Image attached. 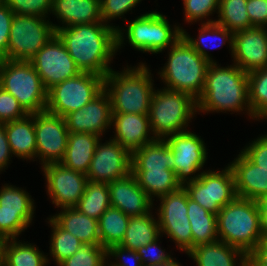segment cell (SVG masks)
Masks as SVG:
<instances>
[{
	"mask_svg": "<svg viewBox=\"0 0 267 266\" xmlns=\"http://www.w3.org/2000/svg\"><path fill=\"white\" fill-rule=\"evenodd\" d=\"M166 17L156 10L150 11L128 22L127 28L119 27L117 51L124 47L125 39L132 48L143 53L158 54L173 46L181 38L183 27H172Z\"/></svg>",
	"mask_w": 267,
	"mask_h": 266,
	"instance_id": "8992f818",
	"label": "cell"
},
{
	"mask_svg": "<svg viewBox=\"0 0 267 266\" xmlns=\"http://www.w3.org/2000/svg\"><path fill=\"white\" fill-rule=\"evenodd\" d=\"M41 167L46 180V192L52 204L58 209L75 207L84 194L87 176L68 169L61 163Z\"/></svg>",
	"mask_w": 267,
	"mask_h": 266,
	"instance_id": "e0dca14e",
	"label": "cell"
},
{
	"mask_svg": "<svg viewBox=\"0 0 267 266\" xmlns=\"http://www.w3.org/2000/svg\"><path fill=\"white\" fill-rule=\"evenodd\" d=\"M130 217L115 207H109L98 219L101 246L106 250L111 246L120 245Z\"/></svg>",
	"mask_w": 267,
	"mask_h": 266,
	"instance_id": "e575fe53",
	"label": "cell"
},
{
	"mask_svg": "<svg viewBox=\"0 0 267 266\" xmlns=\"http://www.w3.org/2000/svg\"><path fill=\"white\" fill-rule=\"evenodd\" d=\"M248 266H267V240H263L248 255Z\"/></svg>",
	"mask_w": 267,
	"mask_h": 266,
	"instance_id": "816d5d0a",
	"label": "cell"
},
{
	"mask_svg": "<svg viewBox=\"0 0 267 266\" xmlns=\"http://www.w3.org/2000/svg\"><path fill=\"white\" fill-rule=\"evenodd\" d=\"M29 61L47 91L54 85L81 73L56 34Z\"/></svg>",
	"mask_w": 267,
	"mask_h": 266,
	"instance_id": "9a60e30c",
	"label": "cell"
},
{
	"mask_svg": "<svg viewBox=\"0 0 267 266\" xmlns=\"http://www.w3.org/2000/svg\"><path fill=\"white\" fill-rule=\"evenodd\" d=\"M165 141L173 152L174 173L181 185L197 180L208 157L205 142L201 136L188 129L167 136Z\"/></svg>",
	"mask_w": 267,
	"mask_h": 266,
	"instance_id": "5bb4252c",
	"label": "cell"
},
{
	"mask_svg": "<svg viewBox=\"0 0 267 266\" xmlns=\"http://www.w3.org/2000/svg\"><path fill=\"white\" fill-rule=\"evenodd\" d=\"M12 155L4 124L0 123V173L8 168Z\"/></svg>",
	"mask_w": 267,
	"mask_h": 266,
	"instance_id": "f907efd6",
	"label": "cell"
},
{
	"mask_svg": "<svg viewBox=\"0 0 267 266\" xmlns=\"http://www.w3.org/2000/svg\"><path fill=\"white\" fill-rule=\"evenodd\" d=\"M53 0H3L14 14L48 18ZM50 13V14H49Z\"/></svg>",
	"mask_w": 267,
	"mask_h": 266,
	"instance_id": "60d3db41",
	"label": "cell"
},
{
	"mask_svg": "<svg viewBox=\"0 0 267 266\" xmlns=\"http://www.w3.org/2000/svg\"><path fill=\"white\" fill-rule=\"evenodd\" d=\"M111 258L114 259L113 262L110 260ZM107 259L110 262L107 263L109 266H143L137 251L124 248L120 245H114L107 249Z\"/></svg>",
	"mask_w": 267,
	"mask_h": 266,
	"instance_id": "bcb514c9",
	"label": "cell"
},
{
	"mask_svg": "<svg viewBox=\"0 0 267 266\" xmlns=\"http://www.w3.org/2000/svg\"><path fill=\"white\" fill-rule=\"evenodd\" d=\"M27 115L18 100L0 87V123L18 120Z\"/></svg>",
	"mask_w": 267,
	"mask_h": 266,
	"instance_id": "f6af8a7d",
	"label": "cell"
},
{
	"mask_svg": "<svg viewBox=\"0 0 267 266\" xmlns=\"http://www.w3.org/2000/svg\"><path fill=\"white\" fill-rule=\"evenodd\" d=\"M233 63L244 72L267 66V27H253L233 33Z\"/></svg>",
	"mask_w": 267,
	"mask_h": 266,
	"instance_id": "ffe728a7",
	"label": "cell"
},
{
	"mask_svg": "<svg viewBox=\"0 0 267 266\" xmlns=\"http://www.w3.org/2000/svg\"><path fill=\"white\" fill-rule=\"evenodd\" d=\"M0 87L13 95L28 114L46 110L47 90L30 61L2 59Z\"/></svg>",
	"mask_w": 267,
	"mask_h": 266,
	"instance_id": "ba28073f",
	"label": "cell"
},
{
	"mask_svg": "<svg viewBox=\"0 0 267 266\" xmlns=\"http://www.w3.org/2000/svg\"><path fill=\"white\" fill-rule=\"evenodd\" d=\"M248 101L253 117L267 119V66L248 73Z\"/></svg>",
	"mask_w": 267,
	"mask_h": 266,
	"instance_id": "74e56055",
	"label": "cell"
},
{
	"mask_svg": "<svg viewBox=\"0 0 267 266\" xmlns=\"http://www.w3.org/2000/svg\"><path fill=\"white\" fill-rule=\"evenodd\" d=\"M64 118L69 133H92L102 137L112 126V107L108 92L103 89L91 102Z\"/></svg>",
	"mask_w": 267,
	"mask_h": 266,
	"instance_id": "d6986e66",
	"label": "cell"
},
{
	"mask_svg": "<svg viewBox=\"0 0 267 266\" xmlns=\"http://www.w3.org/2000/svg\"><path fill=\"white\" fill-rule=\"evenodd\" d=\"M97 144L87 173L88 181L107 183L131 173V153L111 137Z\"/></svg>",
	"mask_w": 267,
	"mask_h": 266,
	"instance_id": "ac0fdd59",
	"label": "cell"
},
{
	"mask_svg": "<svg viewBox=\"0 0 267 266\" xmlns=\"http://www.w3.org/2000/svg\"><path fill=\"white\" fill-rule=\"evenodd\" d=\"M183 187L190 199L215 215L237 197L229 166L222 171L203 170L197 180L185 183Z\"/></svg>",
	"mask_w": 267,
	"mask_h": 266,
	"instance_id": "8fae6325",
	"label": "cell"
},
{
	"mask_svg": "<svg viewBox=\"0 0 267 266\" xmlns=\"http://www.w3.org/2000/svg\"><path fill=\"white\" fill-rule=\"evenodd\" d=\"M150 212L142 216L130 217L125 236L120 246L137 250L141 246L154 242L161 236L158 218Z\"/></svg>",
	"mask_w": 267,
	"mask_h": 266,
	"instance_id": "1f68e13d",
	"label": "cell"
},
{
	"mask_svg": "<svg viewBox=\"0 0 267 266\" xmlns=\"http://www.w3.org/2000/svg\"><path fill=\"white\" fill-rule=\"evenodd\" d=\"M110 206L108 184L88 181L84 194L75 208L82 214L98 220Z\"/></svg>",
	"mask_w": 267,
	"mask_h": 266,
	"instance_id": "d590c367",
	"label": "cell"
},
{
	"mask_svg": "<svg viewBox=\"0 0 267 266\" xmlns=\"http://www.w3.org/2000/svg\"><path fill=\"white\" fill-rule=\"evenodd\" d=\"M187 215L192 231V248L218 241L217 215L208 212L197 202L189 198L187 193Z\"/></svg>",
	"mask_w": 267,
	"mask_h": 266,
	"instance_id": "4dcf8cb0",
	"label": "cell"
},
{
	"mask_svg": "<svg viewBox=\"0 0 267 266\" xmlns=\"http://www.w3.org/2000/svg\"><path fill=\"white\" fill-rule=\"evenodd\" d=\"M246 9L253 27H267V0H247Z\"/></svg>",
	"mask_w": 267,
	"mask_h": 266,
	"instance_id": "681fc988",
	"label": "cell"
},
{
	"mask_svg": "<svg viewBox=\"0 0 267 266\" xmlns=\"http://www.w3.org/2000/svg\"><path fill=\"white\" fill-rule=\"evenodd\" d=\"M116 29L103 22L59 28L56 35L64 43L81 72L105 77L117 53Z\"/></svg>",
	"mask_w": 267,
	"mask_h": 266,
	"instance_id": "6da1fadb",
	"label": "cell"
},
{
	"mask_svg": "<svg viewBox=\"0 0 267 266\" xmlns=\"http://www.w3.org/2000/svg\"><path fill=\"white\" fill-rule=\"evenodd\" d=\"M48 219L51 227L50 256L58 266L62 261L75 254L83 243L73 234L63 230L52 218Z\"/></svg>",
	"mask_w": 267,
	"mask_h": 266,
	"instance_id": "f35d334b",
	"label": "cell"
},
{
	"mask_svg": "<svg viewBox=\"0 0 267 266\" xmlns=\"http://www.w3.org/2000/svg\"><path fill=\"white\" fill-rule=\"evenodd\" d=\"M32 115L36 133V158L42 166L60 163L65 156L69 135L65 118L46 110Z\"/></svg>",
	"mask_w": 267,
	"mask_h": 266,
	"instance_id": "2e32d148",
	"label": "cell"
},
{
	"mask_svg": "<svg viewBox=\"0 0 267 266\" xmlns=\"http://www.w3.org/2000/svg\"><path fill=\"white\" fill-rule=\"evenodd\" d=\"M13 11L4 3H0V56L7 59V47L12 26Z\"/></svg>",
	"mask_w": 267,
	"mask_h": 266,
	"instance_id": "c3c4849f",
	"label": "cell"
},
{
	"mask_svg": "<svg viewBox=\"0 0 267 266\" xmlns=\"http://www.w3.org/2000/svg\"><path fill=\"white\" fill-rule=\"evenodd\" d=\"M55 34L49 18L14 14L7 59L29 61Z\"/></svg>",
	"mask_w": 267,
	"mask_h": 266,
	"instance_id": "30bf717a",
	"label": "cell"
},
{
	"mask_svg": "<svg viewBox=\"0 0 267 266\" xmlns=\"http://www.w3.org/2000/svg\"><path fill=\"white\" fill-rule=\"evenodd\" d=\"M131 173L152 201L182 187L173 170H131Z\"/></svg>",
	"mask_w": 267,
	"mask_h": 266,
	"instance_id": "836d02e7",
	"label": "cell"
},
{
	"mask_svg": "<svg viewBox=\"0 0 267 266\" xmlns=\"http://www.w3.org/2000/svg\"><path fill=\"white\" fill-rule=\"evenodd\" d=\"M103 89L104 77L81 72L47 91L46 111L65 117L91 102Z\"/></svg>",
	"mask_w": 267,
	"mask_h": 266,
	"instance_id": "9c48e42d",
	"label": "cell"
},
{
	"mask_svg": "<svg viewBox=\"0 0 267 266\" xmlns=\"http://www.w3.org/2000/svg\"><path fill=\"white\" fill-rule=\"evenodd\" d=\"M8 143L14 156L22 160L36 159V133L34 117L28 114L24 118L3 123Z\"/></svg>",
	"mask_w": 267,
	"mask_h": 266,
	"instance_id": "484cf974",
	"label": "cell"
},
{
	"mask_svg": "<svg viewBox=\"0 0 267 266\" xmlns=\"http://www.w3.org/2000/svg\"><path fill=\"white\" fill-rule=\"evenodd\" d=\"M142 0H100L102 22L114 27L116 30L118 26H113L110 21L117 18H123L124 14L133 10Z\"/></svg>",
	"mask_w": 267,
	"mask_h": 266,
	"instance_id": "7bdbcfd3",
	"label": "cell"
},
{
	"mask_svg": "<svg viewBox=\"0 0 267 266\" xmlns=\"http://www.w3.org/2000/svg\"><path fill=\"white\" fill-rule=\"evenodd\" d=\"M241 151L261 169L267 170V134L248 143Z\"/></svg>",
	"mask_w": 267,
	"mask_h": 266,
	"instance_id": "7dc6e473",
	"label": "cell"
},
{
	"mask_svg": "<svg viewBox=\"0 0 267 266\" xmlns=\"http://www.w3.org/2000/svg\"><path fill=\"white\" fill-rule=\"evenodd\" d=\"M187 255L197 266H248V256L242 250L220 240L197 245Z\"/></svg>",
	"mask_w": 267,
	"mask_h": 266,
	"instance_id": "d4e9b609",
	"label": "cell"
},
{
	"mask_svg": "<svg viewBox=\"0 0 267 266\" xmlns=\"http://www.w3.org/2000/svg\"><path fill=\"white\" fill-rule=\"evenodd\" d=\"M228 166L233 172L237 197L257 201L267 195V170L255 165L242 151Z\"/></svg>",
	"mask_w": 267,
	"mask_h": 266,
	"instance_id": "603a6c76",
	"label": "cell"
},
{
	"mask_svg": "<svg viewBox=\"0 0 267 266\" xmlns=\"http://www.w3.org/2000/svg\"><path fill=\"white\" fill-rule=\"evenodd\" d=\"M220 0H183L186 23L206 20L211 14L218 13ZM214 12V13H213Z\"/></svg>",
	"mask_w": 267,
	"mask_h": 266,
	"instance_id": "b9f144b4",
	"label": "cell"
},
{
	"mask_svg": "<svg viewBox=\"0 0 267 266\" xmlns=\"http://www.w3.org/2000/svg\"><path fill=\"white\" fill-rule=\"evenodd\" d=\"M22 188L4 184L0 189V239H15L33 222L35 203Z\"/></svg>",
	"mask_w": 267,
	"mask_h": 266,
	"instance_id": "4fadbf2b",
	"label": "cell"
},
{
	"mask_svg": "<svg viewBox=\"0 0 267 266\" xmlns=\"http://www.w3.org/2000/svg\"><path fill=\"white\" fill-rule=\"evenodd\" d=\"M15 239L3 240L4 266H46L50 259L33 243Z\"/></svg>",
	"mask_w": 267,
	"mask_h": 266,
	"instance_id": "d6a6232c",
	"label": "cell"
},
{
	"mask_svg": "<svg viewBox=\"0 0 267 266\" xmlns=\"http://www.w3.org/2000/svg\"><path fill=\"white\" fill-rule=\"evenodd\" d=\"M143 266H182L181 263L179 264L178 261L173 260L171 263L167 265H143Z\"/></svg>",
	"mask_w": 267,
	"mask_h": 266,
	"instance_id": "11a10c76",
	"label": "cell"
},
{
	"mask_svg": "<svg viewBox=\"0 0 267 266\" xmlns=\"http://www.w3.org/2000/svg\"><path fill=\"white\" fill-rule=\"evenodd\" d=\"M111 207L121 210L129 217L150 213L154 202L139 186L132 173L108 184Z\"/></svg>",
	"mask_w": 267,
	"mask_h": 266,
	"instance_id": "44dd1931",
	"label": "cell"
},
{
	"mask_svg": "<svg viewBox=\"0 0 267 266\" xmlns=\"http://www.w3.org/2000/svg\"><path fill=\"white\" fill-rule=\"evenodd\" d=\"M247 0H220L214 22L232 33L253 28L246 9Z\"/></svg>",
	"mask_w": 267,
	"mask_h": 266,
	"instance_id": "8d00e7d4",
	"label": "cell"
},
{
	"mask_svg": "<svg viewBox=\"0 0 267 266\" xmlns=\"http://www.w3.org/2000/svg\"><path fill=\"white\" fill-rule=\"evenodd\" d=\"M51 218L83 244L101 245L98 220L82 214L75 207L61 208L60 213H56Z\"/></svg>",
	"mask_w": 267,
	"mask_h": 266,
	"instance_id": "83f0119b",
	"label": "cell"
},
{
	"mask_svg": "<svg viewBox=\"0 0 267 266\" xmlns=\"http://www.w3.org/2000/svg\"><path fill=\"white\" fill-rule=\"evenodd\" d=\"M107 250L101 245L83 244L80 249L58 266H106Z\"/></svg>",
	"mask_w": 267,
	"mask_h": 266,
	"instance_id": "ab89813d",
	"label": "cell"
},
{
	"mask_svg": "<svg viewBox=\"0 0 267 266\" xmlns=\"http://www.w3.org/2000/svg\"><path fill=\"white\" fill-rule=\"evenodd\" d=\"M131 170H173L174 157L165 139L142 146L131 153Z\"/></svg>",
	"mask_w": 267,
	"mask_h": 266,
	"instance_id": "f1b7e54d",
	"label": "cell"
},
{
	"mask_svg": "<svg viewBox=\"0 0 267 266\" xmlns=\"http://www.w3.org/2000/svg\"><path fill=\"white\" fill-rule=\"evenodd\" d=\"M157 218L160 234L167 235L186 254L192 249V231L187 215V191L182 186L175 192L158 198Z\"/></svg>",
	"mask_w": 267,
	"mask_h": 266,
	"instance_id": "7c38bea8",
	"label": "cell"
},
{
	"mask_svg": "<svg viewBox=\"0 0 267 266\" xmlns=\"http://www.w3.org/2000/svg\"><path fill=\"white\" fill-rule=\"evenodd\" d=\"M112 126L115 132L111 138L130 153L156 140L151 136L148 114H112Z\"/></svg>",
	"mask_w": 267,
	"mask_h": 266,
	"instance_id": "7402d4cb",
	"label": "cell"
},
{
	"mask_svg": "<svg viewBox=\"0 0 267 266\" xmlns=\"http://www.w3.org/2000/svg\"><path fill=\"white\" fill-rule=\"evenodd\" d=\"M217 235L220 241L248 256L263 241L257 201L236 197L221 208L217 214Z\"/></svg>",
	"mask_w": 267,
	"mask_h": 266,
	"instance_id": "277c9868",
	"label": "cell"
},
{
	"mask_svg": "<svg viewBox=\"0 0 267 266\" xmlns=\"http://www.w3.org/2000/svg\"><path fill=\"white\" fill-rule=\"evenodd\" d=\"M258 210L260 214V227L263 240H267V195L257 200Z\"/></svg>",
	"mask_w": 267,
	"mask_h": 266,
	"instance_id": "f5cc1de1",
	"label": "cell"
},
{
	"mask_svg": "<svg viewBox=\"0 0 267 266\" xmlns=\"http://www.w3.org/2000/svg\"><path fill=\"white\" fill-rule=\"evenodd\" d=\"M168 50V61L158 72L163 88L187 93L198 100L211 62L200 56L182 36Z\"/></svg>",
	"mask_w": 267,
	"mask_h": 266,
	"instance_id": "5b68a950",
	"label": "cell"
},
{
	"mask_svg": "<svg viewBox=\"0 0 267 266\" xmlns=\"http://www.w3.org/2000/svg\"><path fill=\"white\" fill-rule=\"evenodd\" d=\"M0 266L3 265V240L0 239Z\"/></svg>",
	"mask_w": 267,
	"mask_h": 266,
	"instance_id": "db71d44e",
	"label": "cell"
},
{
	"mask_svg": "<svg viewBox=\"0 0 267 266\" xmlns=\"http://www.w3.org/2000/svg\"><path fill=\"white\" fill-rule=\"evenodd\" d=\"M102 138L92 133H69L63 160L68 169L87 175L97 144Z\"/></svg>",
	"mask_w": 267,
	"mask_h": 266,
	"instance_id": "4316f807",
	"label": "cell"
},
{
	"mask_svg": "<svg viewBox=\"0 0 267 266\" xmlns=\"http://www.w3.org/2000/svg\"><path fill=\"white\" fill-rule=\"evenodd\" d=\"M185 30L186 29H182V37L195 51L199 53L200 56L204 57L209 62H216L214 59H212V56L208 54L209 52L206 51L207 49H205V47L211 48L212 45L210 44H212V42L214 44L217 41V45L213 46V48L216 49L225 45V43H228L231 56L233 55V33L227 28L214 22L212 18L201 23V28H199V34L197 37L198 39L191 37L190 34H188Z\"/></svg>",
	"mask_w": 267,
	"mask_h": 266,
	"instance_id": "f546056e",
	"label": "cell"
},
{
	"mask_svg": "<svg viewBox=\"0 0 267 266\" xmlns=\"http://www.w3.org/2000/svg\"><path fill=\"white\" fill-rule=\"evenodd\" d=\"M160 238L161 236L154 242L136 250L143 265H167L175 260L169 253L165 252V249L161 248L159 245Z\"/></svg>",
	"mask_w": 267,
	"mask_h": 266,
	"instance_id": "ee69618b",
	"label": "cell"
},
{
	"mask_svg": "<svg viewBox=\"0 0 267 266\" xmlns=\"http://www.w3.org/2000/svg\"><path fill=\"white\" fill-rule=\"evenodd\" d=\"M51 13L62 25L53 23L55 31L72 25L102 22L100 0H53Z\"/></svg>",
	"mask_w": 267,
	"mask_h": 266,
	"instance_id": "cb8c5ba5",
	"label": "cell"
},
{
	"mask_svg": "<svg viewBox=\"0 0 267 266\" xmlns=\"http://www.w3.org/2000/svg\"><path fill=\"white\" fill-rule=\"evenodd\" d=\"M197 112V100L191 95L166 88L153 91L150 108V127L156 139L187 131Z\"/></svg>",
	"mask_w": 267,
	"mask_h": 266,
	"instance_id": "52a82bcc",
	"label": "cell"
},
{
	"mask_svg": "<svg viewBox=\"0 0 267 266\" xmlns=\"http://www.w3.org/2000/svg\"><path fill=\"white\" fill-rule=\"evenodd\" d=\"M146 63L113 69L104 77V89L111 99L112 114H149L154 80Z\"/></svg>",
	"mask_w": 267,
	"mask_h": 266,
	"instance_id": "3957f363",
	"label": "cell"
},
{
	"mask_svg": "<svg viewBox=\"0 0 267 266\" xmlns=\"http://www.w3.org/2000/svg\"><path fill=\"white\" fill-rule=\"evenodd\" d=\"M225 111V112H224ZM242 112L256 120L248 101V73L240 67H221L217 62L210 63L204 88L197 100V113Z\"/></svg>",
	"mask_w": 267,
	"mask_h": 266,
	"instance_id": "7a4b0ae2",
	"label": "cell"
}]
</instances>
